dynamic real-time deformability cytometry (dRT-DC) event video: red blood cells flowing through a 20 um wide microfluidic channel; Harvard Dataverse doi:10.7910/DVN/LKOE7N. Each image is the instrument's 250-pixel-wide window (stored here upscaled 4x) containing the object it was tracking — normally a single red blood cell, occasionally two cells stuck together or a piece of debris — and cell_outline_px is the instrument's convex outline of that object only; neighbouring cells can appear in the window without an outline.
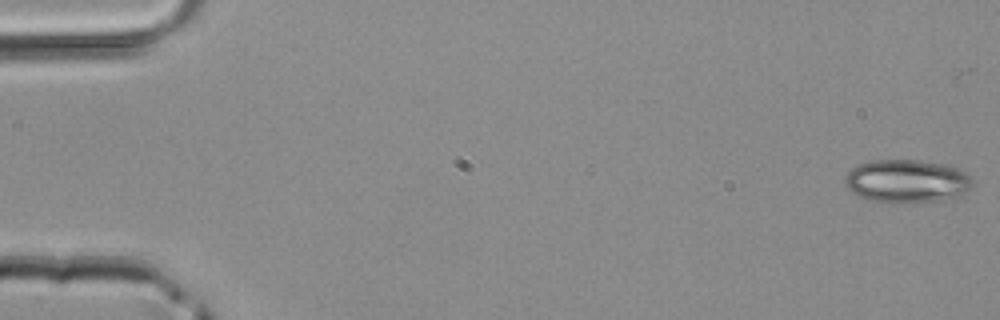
{"species": "common noctule bat (a hibernating species)", "species_latin": "Nyctalus noctula", "temperature_condition": "room temperature", "stored_images_in_passage": 5, "camera_frame_rate_fps": 3000, "um_per_image_px": 0.085, "animal": {"sex": "male", "body_mass_g": 20.4}, "frame": {"image": 1, "passage_image": 1, "time_ms": 0.0, "image_size_px": [1000, 320], "cell_outline_px": [[976, 180], [968, 192], [956, 196], [940, 200], [908, 204], [892, 204], [868, 200], [852, 192], [844, 184], [844, 176], [852, 168], [860, 164], [872, 160], [920, 160], [948, 164], [964, 172]], "centroid_in_image_um": [77.09, 15.41], "position_along_channel_um": 7.9, "area_um2": 32.77}}